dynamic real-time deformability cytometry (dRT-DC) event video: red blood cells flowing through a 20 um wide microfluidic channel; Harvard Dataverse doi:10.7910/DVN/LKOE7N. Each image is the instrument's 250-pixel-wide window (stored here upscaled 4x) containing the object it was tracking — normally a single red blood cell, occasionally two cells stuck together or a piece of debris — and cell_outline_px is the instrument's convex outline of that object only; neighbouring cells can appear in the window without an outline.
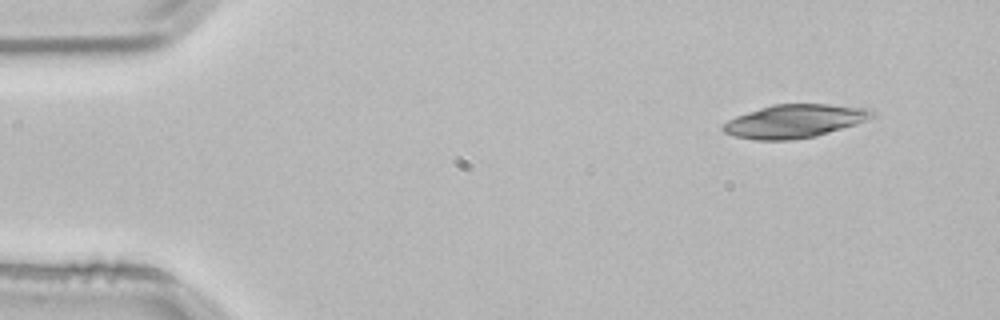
{"species": "common noctule bat (a hibernating species)", "species_latin": "Nyctalus noctula", "temperature_condition": "room temperature", "stored_images_in_passage": 3, "camera_frame_rate_fps": 3000, "um_per_image_px": 0.085, "animal": {"sex": "male", "body_mass_g": 21.5, "forearm_length_mm": 52.0}, "frame": {"image": 1, "passage_image": 1, "time_ms": 0.0, "image_size_px": [1000, 320], "cell_outline_px": [[876, 116], [868, 120], [856, 124], [816, 136], [792, 140], [756, 140], [736, 136], [724, 132], [720, 128], [728, 120], [736, 116], [772, 104], [828, 104], [872, 108], [876, 112]], "centroid_in_image_um": [67.6, 10.29], "position_along_channel_um": 17.4, "area_um2": 29.07}}